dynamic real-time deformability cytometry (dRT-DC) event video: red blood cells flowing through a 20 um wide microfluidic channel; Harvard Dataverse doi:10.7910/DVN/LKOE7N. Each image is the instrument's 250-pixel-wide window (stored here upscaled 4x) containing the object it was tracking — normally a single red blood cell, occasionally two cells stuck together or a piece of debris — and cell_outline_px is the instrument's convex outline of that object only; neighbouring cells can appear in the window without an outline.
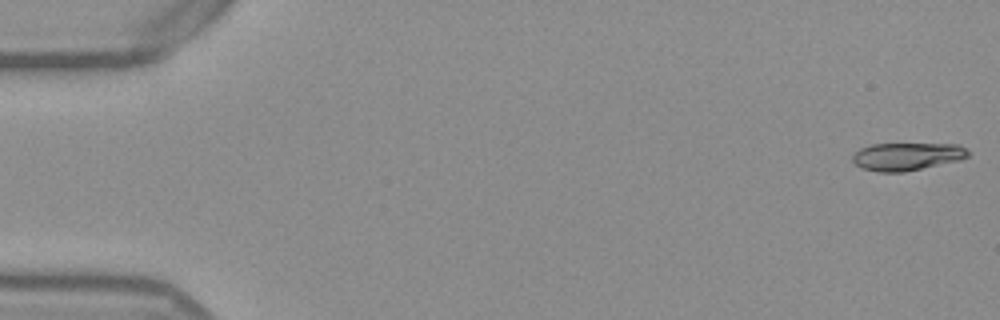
{"species": "Egyptian fruit bat (a non-hibernating species)", "species_latin": "Rousettus aegyptiacus", "temperature_condition": "warm", "stored_images_in_passage": 53, "camera_frame_rate_fps": 3000, "um_per_image_px": 0.085, "frame": {"image": 1, "passage_image": 1, "time_ms": 0.0, "image_size_px": [1000, 320], "cell_outline_px": [[968, 156], [956, 160], [904, 172], [876, 172], [864, 168], [856, 164], [852, 160], [852, 156], [860, 148], [872, 144], [960, 144], [968, 152]], "centroid_in_image_um": [77.04, 13.29], "position_along_channel_um": 8.0, "area_um2": 18.32}}
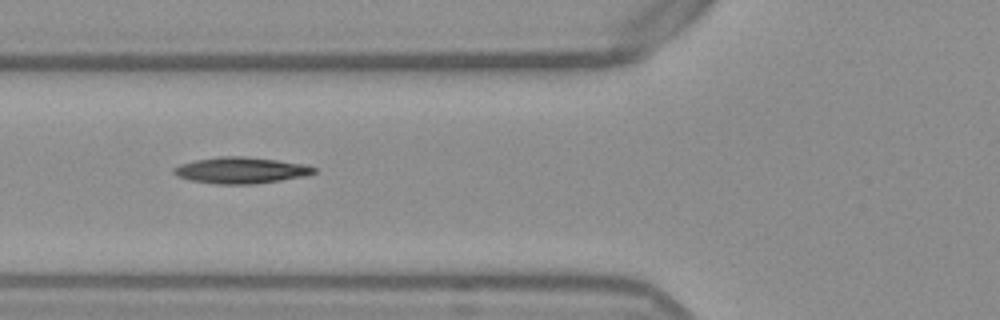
{"frame": {"image": 2, "passage_image": 20, "time_ms": 6.333, "image_size_px": [1000, 320], "cell_outline_px": [[316, 172], [308, 176], [256, 184], [216, 184], [192, 180], [176, 176], [172, 172], [172, 168], [180, 164], [196, 160], [220, 156], [244, 156], [276, 160], [304, 164], [316, 168]], "centroid_in_image_um": [20.49, 14.48], "position_along_channel_um": 105.3, "area_um2": 21.56}}
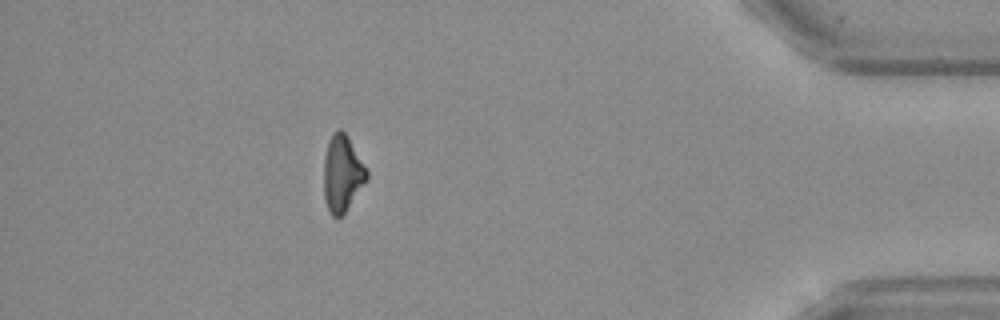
{"frame": {"image": 3, "passage_image": 47, "time_ms": 15.333, "image_size_px": [1000, 320], "cell_outline_px": [[368, 176], [344, 212], [340, 216], [332, 216], [328, 208], [324, 196], [324, 156], [328, 144], [332, 136], [340, 128], [348, 136], [368, 172]], "centroid_in_image_um": [29.07, 14.73], "position_along_channel_um": 406.1, "area_um2": 18.38}}